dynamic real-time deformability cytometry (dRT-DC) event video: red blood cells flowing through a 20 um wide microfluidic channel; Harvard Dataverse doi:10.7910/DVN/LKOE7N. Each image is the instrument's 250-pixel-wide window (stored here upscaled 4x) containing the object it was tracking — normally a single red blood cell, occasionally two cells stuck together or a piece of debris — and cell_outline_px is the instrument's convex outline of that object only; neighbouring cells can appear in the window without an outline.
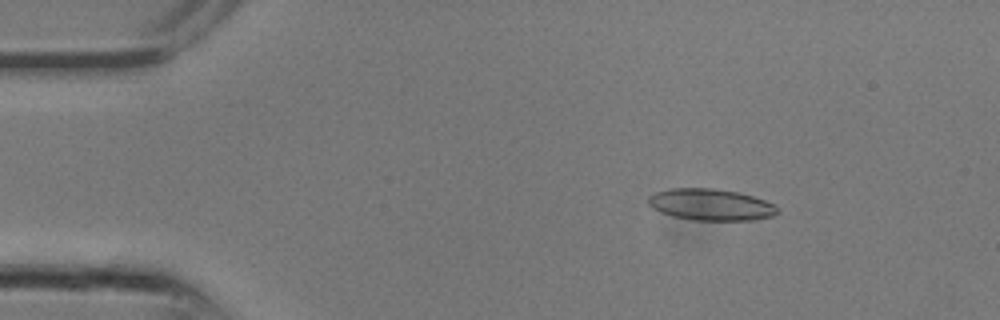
{"species": "common noctule bat (a hibernating species)", "species_latin": "Nyctalus noctula", "temperature_condition": "room temperature", "stored_images_in_passage": 12, "camera_frame_rate_fps": 3000, "um_per_image_px": 0.085, "animal": {"sex": "male", "body_mass_g": 13.3}, "frame": {"image": 1, "passage_image": 3, "time_ms": 0.667, "image_size_px": [1000, 320], "cell_outline_px": [[780, 212], [772, 216], [752, 220], [692, 220], [672, 216], [660, 212], [652, 208], [648, 204], [648, 196], [656, 192], [668, 188], [712, 188], [736, 192], [752, 196], [764, 200], [780, 208]], "centroid_in_image_um": [60.39, 17.4], "position_along_channel_um": 24.6, "area_um2": 23.81}}
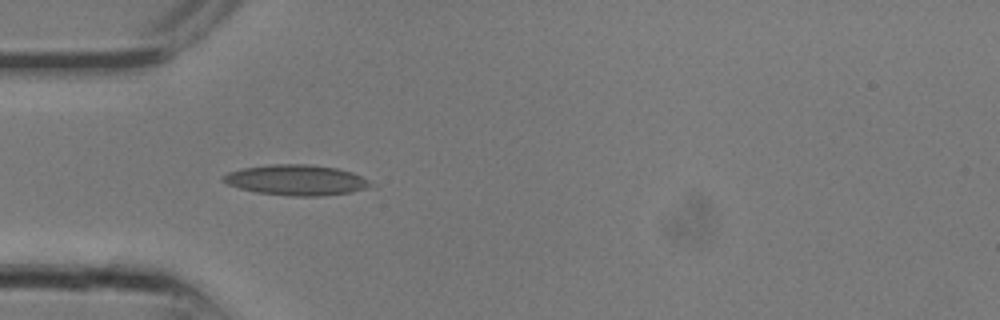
{"frame": {"image": 2, "passage_image": 7, "time_ms": 2.0, "image_size_px": [1000, 320], "cell_outline_px": [[368, 184], [364, 188], [352, 192], [320, 196], [292, 196], [256, 192], [240, 188], [228, 184], [220, 180], [220, 176], [228, 172], [244, 168], [268, 164], [308, 164], [336, 168], [352, 172], [368, 180]], "centroid_in_image_um": [25.1, 15.3], "position_along_channel_um": 59.9, "area_um2": 25.95}}
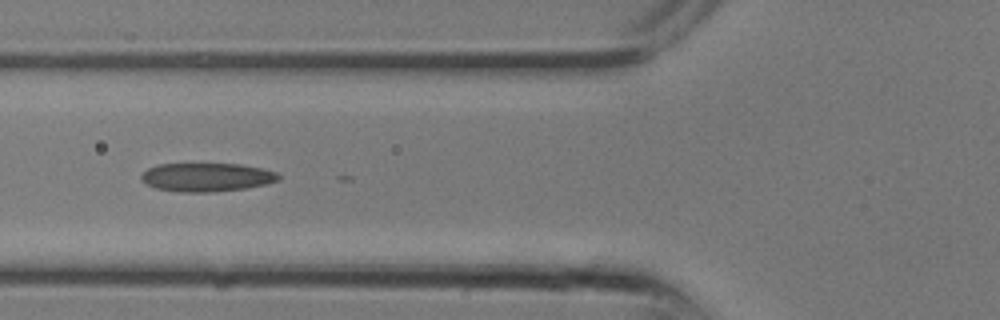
{"frame": {"image": 3, "passage_image": 9, "time_ms": 2.667, "image_size_px": [1000, 320], "cell_outline_px": [[280, 180], [264, 184], [244, 188], [212, 192], [180, 192], [156, 188], [148, 184], [140, 176], [148, 168], [156, 164], [240, 164], [260, 168], [276, 172], [280, 176]], "centroid_in_image_um": [17.57, 15.06], "position_along_channel_um": 108.2, "area_um2": 22.6}}